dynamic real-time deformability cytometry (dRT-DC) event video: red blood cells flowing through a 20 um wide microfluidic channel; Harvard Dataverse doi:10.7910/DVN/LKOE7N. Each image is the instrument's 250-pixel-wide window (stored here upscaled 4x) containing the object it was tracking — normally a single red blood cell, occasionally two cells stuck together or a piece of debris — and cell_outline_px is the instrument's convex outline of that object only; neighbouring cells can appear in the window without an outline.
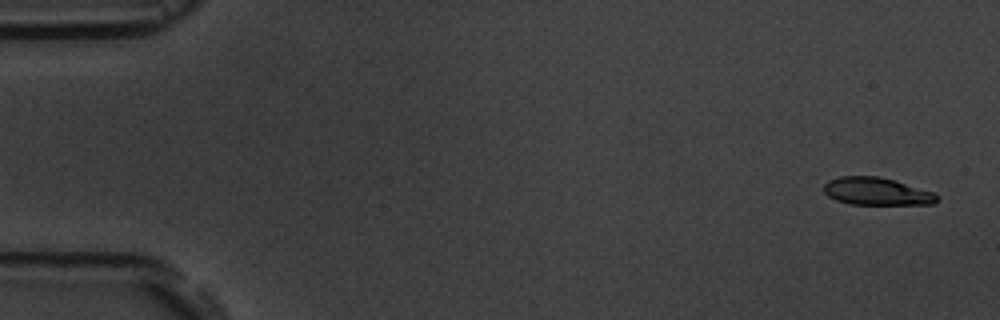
{"species": "common noctule bat (a hibernating species)", "species_latin": "Nyctalus noctula", "temperature_condition": "room temperature", "stored_images_in_passage": 6, "camera_frame_rate_fps": 3000, "um_per_image_px": 0.085, "animal": {"sex": "male", "body_mass_g": 19.5, "forearm_length_mm": 54.6}, "frame": {"image": 1, "passage_image": 1, "time_ms": 0.0, "image_size_px": [1000, 320], "cell_outline_px": [[940, 200], [932, 204], [852, 204], [836, 200], [828, 196], [824, 192], [824, 184], [828, 180], [840, 176], [880, 176], [896, 180], [932, 192], [940, 196]], "centroid_in_image_um": [74.52, 16.26], "position_along_channel_um": 10.5, "area_um2": 18.26}}
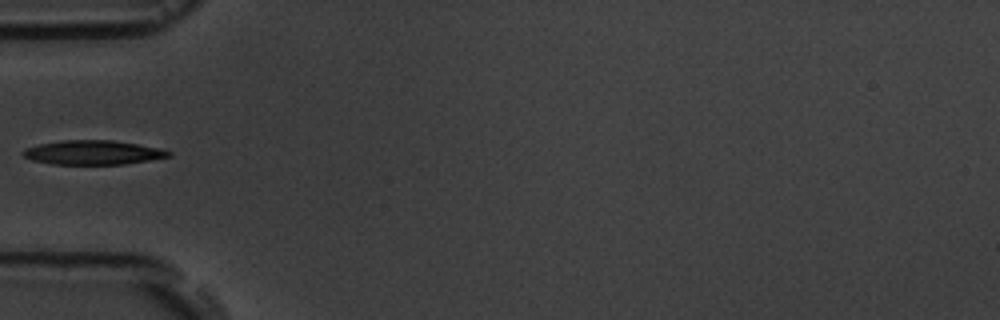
{"frame": {"image": 2, "passage_image": 5, "time_ms": 5.333, "image_size_px": [1000, 320], "cell_outline_px": [[172, 156], [124, 164], [52, 164], [32, 160], [24, 156], [20, 152], [24, 148], [40, 144], [60, 140], [112, 140], [160, 148], [172, 152]], "centroid_in_image_um": [7.88, 12.96], "position_along_channel_um": 77.1, "area_um2": 20.52}}
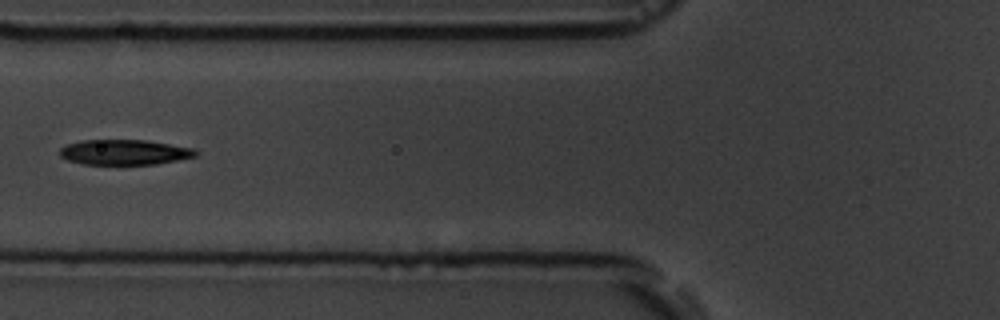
{"frame": {"image": 3, "passage_image": 6, "time_ms": 6.333, "image_size_px": [1000, 320], "cell_outline_px": [[200, 152], [196, 156], [156, 164], [84, 164], [68, 160], [60, 156], [60, 148], [68, 144], [80, 140], [144, 140], [196, 148]], "centroid_in_image_um": [10.61, 12.93], "position_along_channel_um": 115.2, "area_um2": 19.94}}